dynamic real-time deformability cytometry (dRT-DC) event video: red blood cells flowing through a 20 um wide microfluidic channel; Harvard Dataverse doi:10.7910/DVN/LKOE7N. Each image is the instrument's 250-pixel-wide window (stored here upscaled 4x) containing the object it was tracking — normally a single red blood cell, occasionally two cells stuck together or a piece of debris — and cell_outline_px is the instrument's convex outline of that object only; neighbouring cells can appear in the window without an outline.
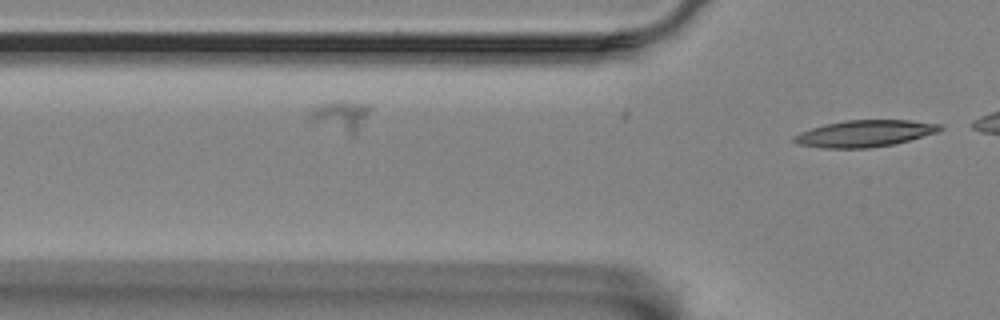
{"species": "Egyptian fruit bat (a non-hibernating species)", "species_latin": "Rousettus aegyptiacus", "temperature_condition": "room temperature", "stored_images_in_passage": 9, "segment_of_instrument_passage": [2, 2], "camera_frame_rate_fps": 3000, "um_per_image_px": 0.085, "animal": {"sex": "female"}, "frame": {"image": 1, "passage_image": 9, "time_ms": 2.667, "image_size_px": [1000, 320], "cell_outline_px": [[944, 128], [940, 132], [892, 144], [868, 148], [824, 148], [800, 144], [792, 140], [792, 136], [800, 132], [824, 124], [844, 120], [912, 120], [940, 124]], "centroid_in_image_um": [73.52, 11.34], "position_along_channel_um": 52.3, "area_um2": 22.66}}